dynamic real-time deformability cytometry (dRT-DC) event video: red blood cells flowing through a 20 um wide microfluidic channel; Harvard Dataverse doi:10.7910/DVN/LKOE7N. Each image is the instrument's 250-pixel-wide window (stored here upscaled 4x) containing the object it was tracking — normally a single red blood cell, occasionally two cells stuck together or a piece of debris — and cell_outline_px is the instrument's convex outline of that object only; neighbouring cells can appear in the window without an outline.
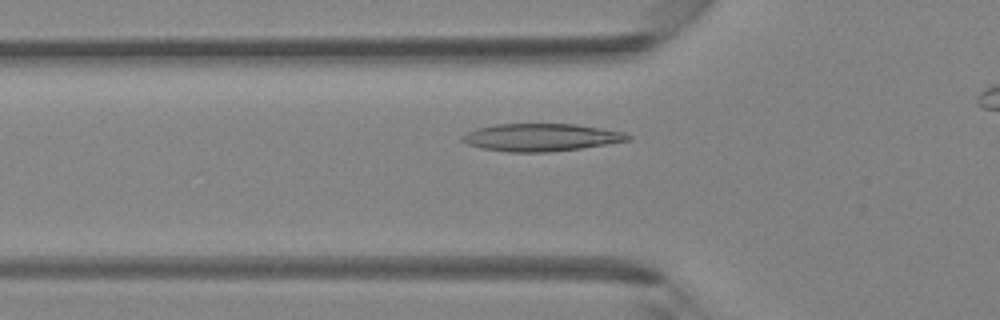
{"species": "Egyptian fruit bat (a non-hibernating species)", "species_latin": "Rousettus aegyptiacus", "temperature_condition": "room temperature", "stored_images_in_passage": 32, "camera_frame_rate_fps": 3000, "um_per_image_px": 0.085, "animal": {"sex": "female"}, "frame": {"image": 1, "passage_image": 11, "time_ms": 3.333, "image_size_px": [1000, 320], "cell_outline_px": [[632, 136], [628, 140], [608, 144], [580, 148], [548, 152], [508, 152], [484, 148], [468, 144], [460, 140], [460, 136], [476, 128], [496, 124], [576, 124], [624, 132]], "centroid_in_image_um": [45.97, 11.67], "position_along_channel_um": 79.8, "area_um2": 26.47}}
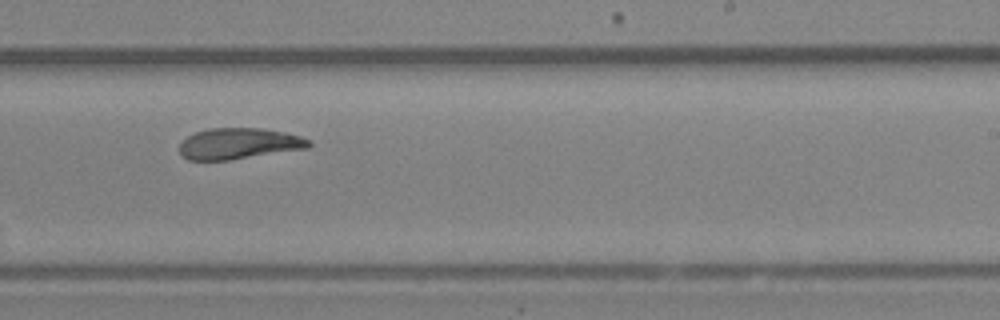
{"frame": {"image": 2, "passage_image": 23, "time_ms": 7.333, "image_size_px": [1000, 320], "cell_outline_px": [[312, 144], [308, 148], [228, 160], [188, 160], [180, 152], [180, 144], [188, 136], [196, 132], [208, 128], [264, 128], [284, 132], [300, 136], [308, 140]], "centroid_in_image_um": [20.31, 12.2], "position_along_channel_um": 268.7, "area_um2": 23.24}}
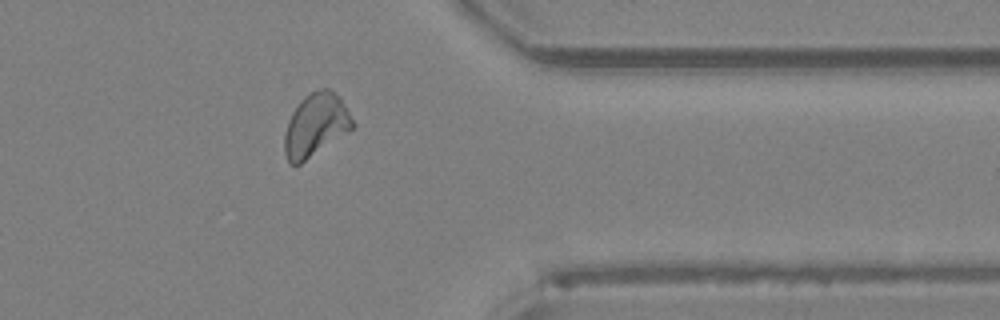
{"frame": {"image": 3, "passage_image": 31, "time_ms": 10.0, "image_size_px": [1000, 320], "cell_outline_px": [[356, 124], [352, 128], [300, 164], [288, 164], [284, 152], [284, 136], [288, 120], [292, 112], [300, 100], [304, 96], [320, 88], [328, 88], [340, 96]], "centroid_in_image_um": [26.82, 10.61], "position_along_channel_um": 384.6, "area_um2": 24.85}}